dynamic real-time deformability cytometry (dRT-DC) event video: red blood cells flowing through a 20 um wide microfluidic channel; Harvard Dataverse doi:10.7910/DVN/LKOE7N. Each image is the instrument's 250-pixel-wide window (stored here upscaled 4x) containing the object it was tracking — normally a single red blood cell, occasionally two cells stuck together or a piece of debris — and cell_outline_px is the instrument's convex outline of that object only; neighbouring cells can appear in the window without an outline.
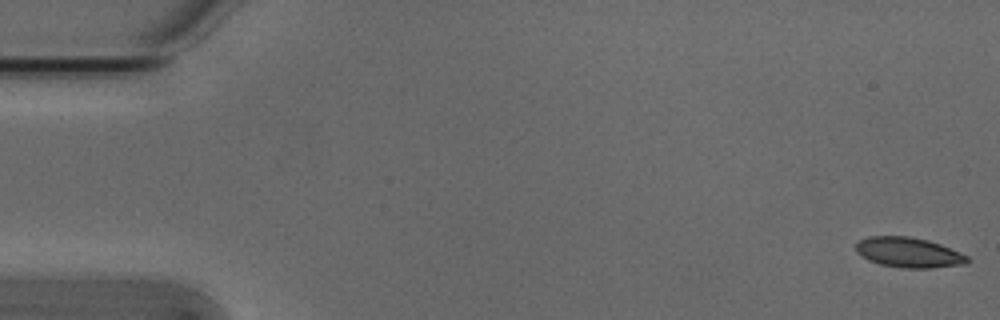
{"species": "Egyptian fruit bat (a non-hibernating species)", "species_latin": "Rousettus aegyptiacus", "temperature_condition": "cold", "stored_images_in_passage": 5, "camera_frame_rate_fps": 3000, "um_per_image_px": 0.085, "animal": {"sex": "male"}, "frame": {"image": 1, "passage_image": 1, "time_ms": 0.0, "image_size_px": [1000, 320], "cell_outline_px": [[972, 260], [964, 264], [932, 268], [904, 268], [880, 264], [868, 260], [860, 256], [856, 252], [856, 244], [860, 240], [868, 236], [908, 236], [928, 240], [940, 244], [968, 256]], "centroid_in_image_um": [77.23, 21.46], "position_along_channel_um": 7.8, "area_um2": 19.59}}